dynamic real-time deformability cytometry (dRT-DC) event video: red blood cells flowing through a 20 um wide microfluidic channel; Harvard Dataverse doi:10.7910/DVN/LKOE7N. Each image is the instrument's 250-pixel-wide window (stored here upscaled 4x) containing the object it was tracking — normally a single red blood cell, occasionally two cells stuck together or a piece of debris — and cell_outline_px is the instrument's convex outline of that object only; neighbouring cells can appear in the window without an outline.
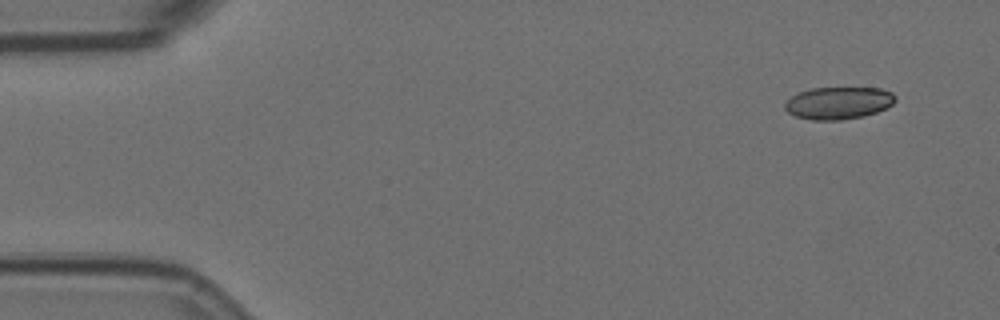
{"species": "Egyptian fruit bat (a non-hibernating species)", "species_latin": "Rousettus aegyptiacus", "temperature_condition": "room temperature", "stored_images_in_passage": 5, "camera_frame_rate_fps": 3000, "um_per_image_px": 0.085, "animal": {"sex": "female"}, "frame": {"image": 1, "passage_image": 1, "time_ms": 0.0, "image_size_px": [1000, 320], "cell_outline_px": [[896, 100], [888, 108], [864, 116], [840, 120], [812, 120], [796, 116], [788, 112], [784, 108], [784, 104], [796, 92], [812, 88], [880, 88], [892, 92], [896, 96]], "centroid_in_image_um": [71.28, 8.75], "position_along_channel_um": 13.7, "area_um2": 20.92}}
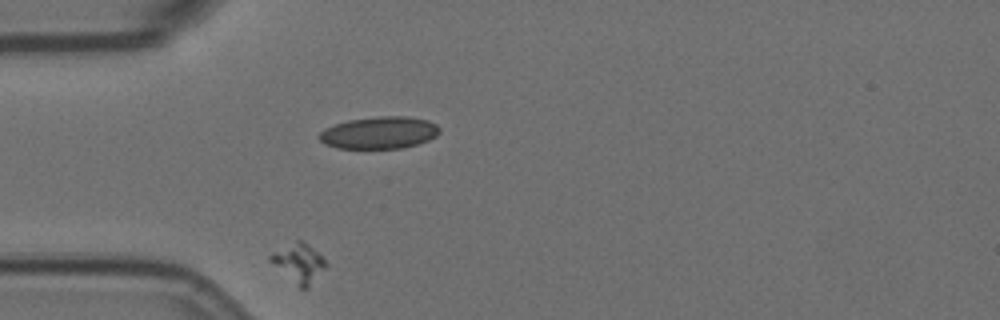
{"frame": {"image": 2, "passage_image": 3, "time_ms": 0.667, "image_size_px": [1000, 320], "cell_outline_px": [[328, 264], [308, 288], [300, 288], [268, 260], [268, 256], [272, 252], [296, 240], [300, 240], [308, 244]], "centroid_in_image_um": [25.37, 22.35], "position_along_channel_um": 59.6, "area_um2": 12.25}}